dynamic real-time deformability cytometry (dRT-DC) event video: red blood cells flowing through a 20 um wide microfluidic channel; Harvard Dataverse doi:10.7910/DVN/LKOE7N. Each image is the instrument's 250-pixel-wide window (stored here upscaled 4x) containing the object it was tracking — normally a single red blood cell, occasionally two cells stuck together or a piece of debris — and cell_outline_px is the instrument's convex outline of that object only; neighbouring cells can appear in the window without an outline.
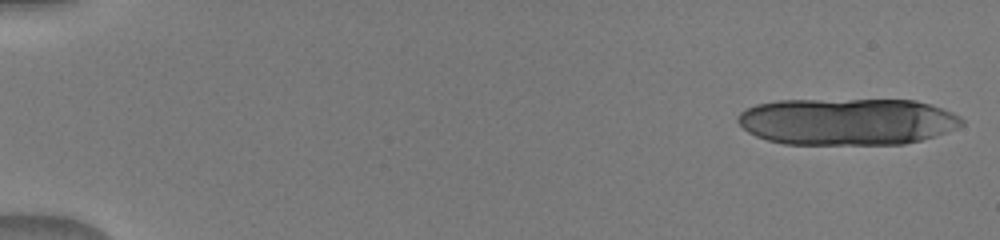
{"species": "human", "species_latin": "Homo sapiens", "temperature_condition": "warm", "stored_images_in_passage": 15, "camera_frame_rate_fps": 3000, "um_per_image_px": 0.085, "donor": {"sex": "male"}, "frame": {"image": 1, "passage_image": 1, "time_ms": 0.0, "image_size_px": [1000, 240], "cell_outline_px": [[964, 124], [956, 128], [920, 140], [904, 144], [784, 144], [768, 140], [756, 136], [748, 132], [736, 120], [736, 116], [744, 108], [756, 104], [776, 100], [916, 100], [952, 112], [960, 116], [964, 120]], "centroid_in_image_um": [71.96, 10.33], "position_along_channel_um": 13.0, "area_um2": 61.33}}